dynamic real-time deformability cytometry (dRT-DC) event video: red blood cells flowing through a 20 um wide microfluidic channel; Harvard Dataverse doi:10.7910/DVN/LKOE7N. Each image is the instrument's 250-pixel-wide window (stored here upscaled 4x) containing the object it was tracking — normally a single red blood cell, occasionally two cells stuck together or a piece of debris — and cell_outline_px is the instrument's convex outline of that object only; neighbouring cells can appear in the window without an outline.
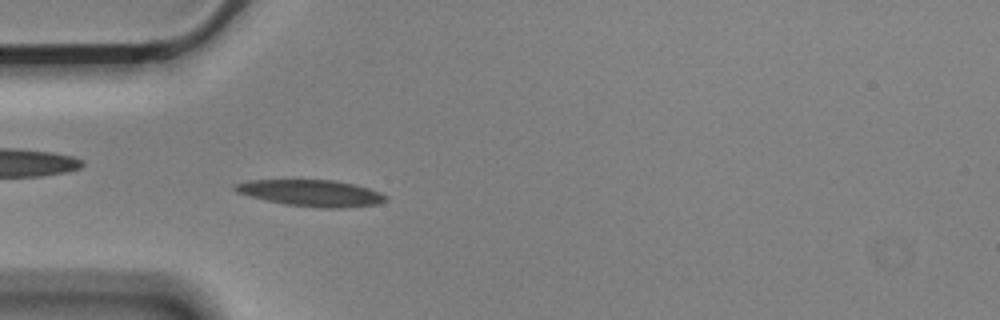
{"species": "Egyptian fruit bat (a non-hibernating species)", "species_latin": "Rousettus aegyptiacus", "temperature_condition": "cold", "stored_images_in_passage": 56, "camera_frame_rate_fps": 3000, "um_per_image_px": 0.085, "animal": {"sex": "male"}, "frame": {"image": 1, "passage_image": 16, "time_ms": 5.0, "image_size_px": [1000, 320], "cell_outline_px": [[388, 200], [376, 204], [344, 208], [320, 208], [284, 204], [248, 196], [236, 192], [232, 188], [232, 184], [248, 180], [332, 180], [352, 184], [368, 188], [380, 192], [388, 196]], "centroid_in_image_um": [26.42, 16.41], "position_along_channel_um": 58.6, "area_um2": 23.35}}
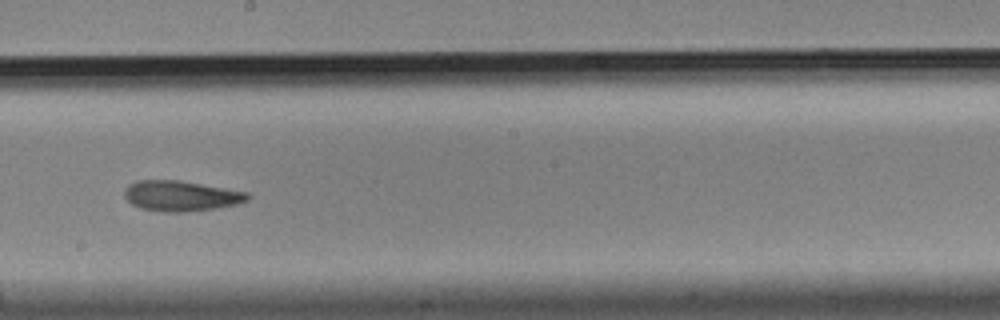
{"frame": {"image": 2, "passage_image": 31, "time_ms": 10.0, "image_size_px": [1000, 320], "cell_outline_px": [[252, 196], [248, 200], [236, 204], [216, 208], [188, 212], [160, 212], [140, 208], [132, 204], [124, 196], [124, 188], [128, 184], [136, 180], [180, 180], [248, 192]], "centroid_in_image_um": [15.37, 16.65], "position_along_channel_um": 232.8, "area_um2": 22.08}}
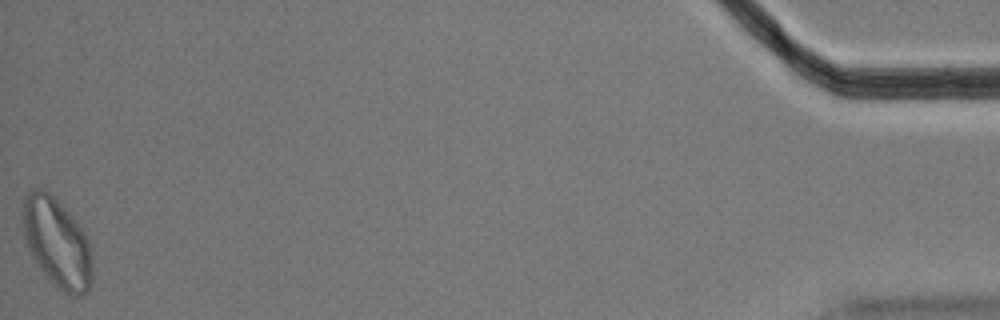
{"frame": {"image": 3, "passage_image": 56, "time_ms": 18.333, "image_size_px": [1000, 320], "cell_outline_px": [[92, 280], [88, 288], [84, 292], [76, 296], [60, 288], [44, 272], [28, 248], [24, 236], [20, 212], [24, 200], [28, 192], [48, 192], [72, 216], [80, 228], [88, 244], [92, 264]], "centroid_in_image_um": [4.82, 20.61], "position_along_channel_um": 430.4, "area_um2": 34.68}, "authors_computed_cell_mechanics": {"area_um2": 22.0796, "velocity_mm_per_s": 3.5266, "shape_relaxation_time_tau1_ms": 5.6751, "shape_relaxation_time_tau2_ms": 4.4174, "deformation_change_tau1": 0.1691, "deformation_change_tau2": 0.1291}}